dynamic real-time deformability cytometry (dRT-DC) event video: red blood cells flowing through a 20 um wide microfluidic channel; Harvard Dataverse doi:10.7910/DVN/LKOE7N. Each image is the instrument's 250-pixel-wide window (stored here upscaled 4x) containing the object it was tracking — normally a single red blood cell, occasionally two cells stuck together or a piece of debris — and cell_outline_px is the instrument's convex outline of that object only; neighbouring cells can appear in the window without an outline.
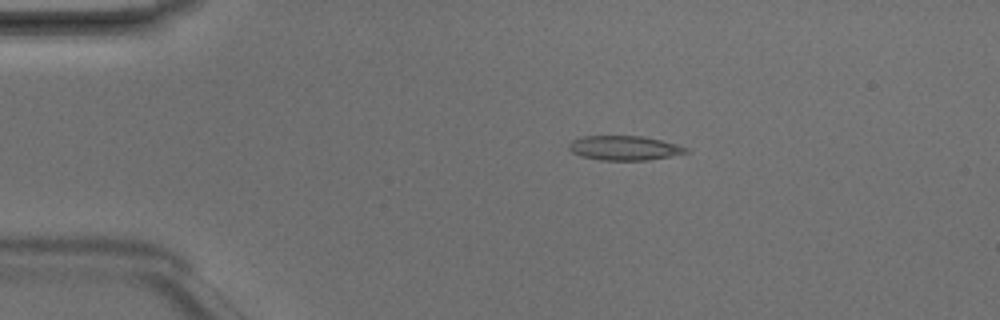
{"species": "Egyptian fruit bat (a non-hibernating species)", "species_latin": "Rousettus aegyptiacus", "temperature_condition": "room temperature", "stored_images_in_passage": 3, "camera_frame_rate_fps": 3000, "um_per_image_px": 0.085, "animal": {"sex": "male"}, "frame": {"image": 1, "passage_image": 2, "time_ms": 0.333, "image_size_px": [1000, 320], "cell_outline_px": [[688, 152], [648, 160], [600, 160], [580, 156], [572, 152], [568, 148], [568, 144], [572, 140], [580, 136], [644, 136], [676, 144], [688, 148]], "centroid_in_image_um": [53.01, 12.57], "position_along_channel_um": 32.0, "area_um2": 16.65}}